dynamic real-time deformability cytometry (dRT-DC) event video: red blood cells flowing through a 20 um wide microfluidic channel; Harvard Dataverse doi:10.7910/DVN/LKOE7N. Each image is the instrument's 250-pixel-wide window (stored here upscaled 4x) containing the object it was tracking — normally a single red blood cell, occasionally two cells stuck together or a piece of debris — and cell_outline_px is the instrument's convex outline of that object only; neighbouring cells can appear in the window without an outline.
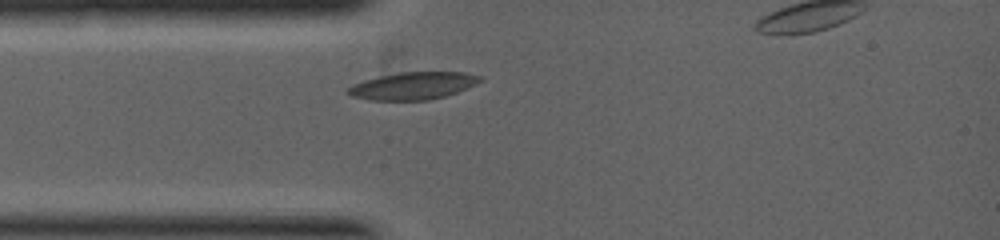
{"species": "common noctule bat (a hibernating species)", "species_latin": "Nyctalus noctula", "temperature_condition": "warm", "stored_images_in_passage": 2, "camera_frame_rate_fps": 5000, "um_per_image_px": 0.085, "animal": {"sex": "female", "body_mass_g": 19.0, "forearm_length_mm": 53.3}, "frame": {"image": 1, "passage_image": 2, "time_ms": 1.0, "image_size_px": [1000, 240], "cell_outline_px": [[484, 80], [476, 84], [456, 92], [444, 96], [428, 100], [368, 100], [352, 96], [344, 92], [352, 84], [364, 80], [396, 72], [464, 72], [484, 76]], "centroid_in_image_um": [35.1, 7.28], "position_along_channel_um": 49.9, "area_um2": 21.21}}